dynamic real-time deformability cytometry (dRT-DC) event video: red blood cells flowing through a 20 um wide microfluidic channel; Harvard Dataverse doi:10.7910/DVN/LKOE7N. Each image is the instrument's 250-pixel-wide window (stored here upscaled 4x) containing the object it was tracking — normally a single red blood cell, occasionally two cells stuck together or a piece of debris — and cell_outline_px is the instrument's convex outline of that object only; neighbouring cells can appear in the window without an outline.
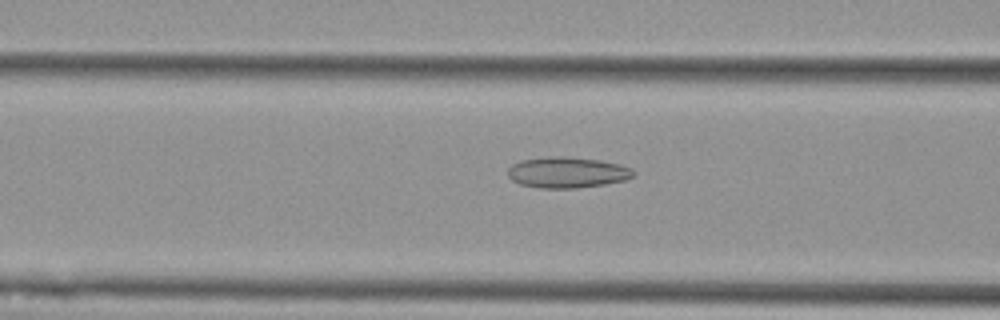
{"species": "Egyptian fruit bat (a non-hibernating species)", "species_latin": "Rousettus aegyptiacus", "temperature_condition": "cold", "stored_images_in_passage": 57, "camera_frame_rate_fps": 3000, "um_per_image_px": 0.085, "animal": {"sex": "female"}, "frame": {"image": 1, "passage_image": 23, "time_ms": 7.333, "image_size_px": [1000, 320], "cell_outline_px": [[636, 172], [632, 176], [624, 180], [604, 184], [576, 188], [540, 188], [520, 184], [512, 180], [508, 176], [508, 168], [512, 164], [520, 160], [552, 156], [560, 156], [600, 160], [620, 164], [632, 168]], "centroid_in_image_um": [48.2, 14.65], "position_along_channel_um": 118.4, "area_um2": 22.6}}
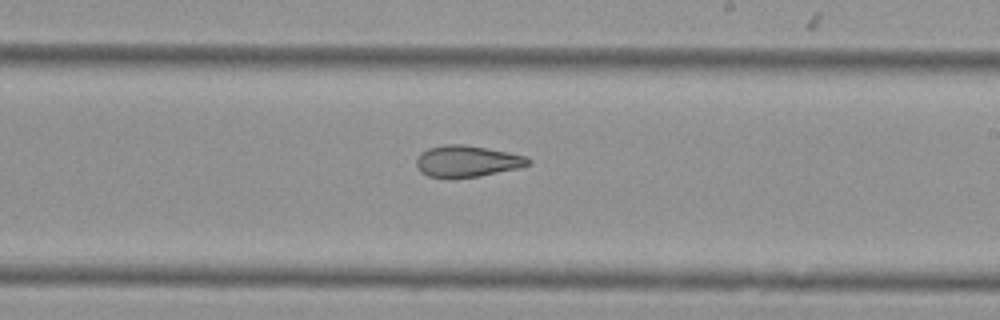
{"frame": {"image": 2, "passage_image": 34, "time_ms": 11.0, "image_size_px": [1000, 320], "cell_outline_px": [[532, 164], [520, 168], [480, 176], [428, 176], [420, 172], [416, 164], [416, 160], [420, 152], [428, 148], [444, 144], [464, 144], [488, 148], [528, 156], [532, 160]], "centroid_in_image_um": [39.75, 13.67], "position_along_channel_um": 249.2, "area_um2": 20.46}}
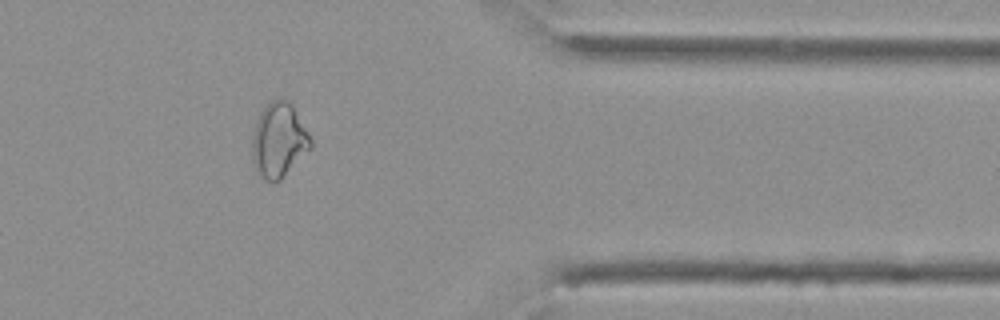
{"frame": {"image": 3, "passage_image": 47, "time_ms": 15.333, "image_size_px": [1000, 320], "cell_outline_px": [[312, 148], [280, 180], [260, 180], [252, 164], [252, 140], [256, 124], [260, 112], [276, 96], [280, 96], [288, 100], [292, 104], [312, 140]], "centroid_in_image_um": [23.69, 11.92], "position_along_channel_um": 387.7, "area_um2": 25.61}, "authors_computed_cell_mechanics": {"area_um2": 25.6054, "velocity_mm_per_s": 3.5816, "shape_relaxation_time_tau1_ms": null, "shape_relaxation_time_tau2_ms": 2.4334, "deformation_change_tau1": null, "deformation_change_tau2": 0.0912}}